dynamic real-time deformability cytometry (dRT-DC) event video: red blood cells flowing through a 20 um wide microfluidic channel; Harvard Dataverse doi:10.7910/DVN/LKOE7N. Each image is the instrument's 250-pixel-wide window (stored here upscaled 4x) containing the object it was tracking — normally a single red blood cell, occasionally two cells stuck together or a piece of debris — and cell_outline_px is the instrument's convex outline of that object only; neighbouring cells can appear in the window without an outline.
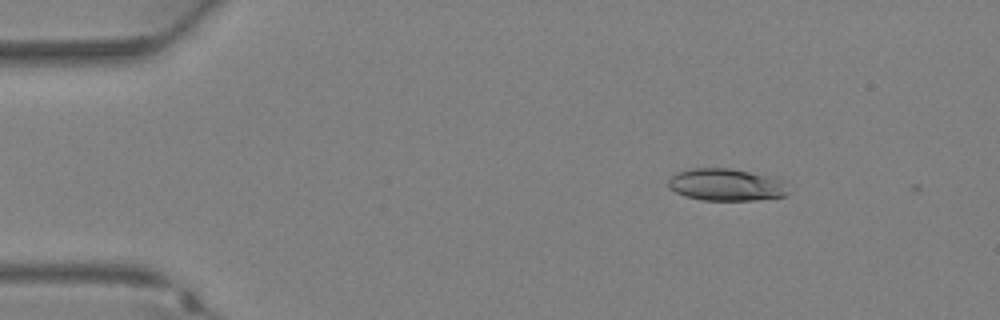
{"species": "Egyptian fruit bat (a non-hibernating species)", "species_latin": "Rousettus aegyptiacus", "temperature_condition": "warm", "stored_images_in_passage": 5, "camera_frame_rate_fps": 3000, "um_per_image_px": 0.085, "animal": {"sex": "female"}, "frame": {"image": 1, "passage_image": 2, "time_ms": 0.333, "image_size_px": [1000, 320], "cell_outline_px": [[788, 192], [784, 196], [756, 200], [700, 200], [684, 196], [668, 188], [668, 180], [676, 172], [692, 168], [728, 168], [776, 176], [784, 180]], "centroid_in_image_um": [61.74, 15.69], "position_along_channel_um": 23.3, "area_um2": 22.83}}